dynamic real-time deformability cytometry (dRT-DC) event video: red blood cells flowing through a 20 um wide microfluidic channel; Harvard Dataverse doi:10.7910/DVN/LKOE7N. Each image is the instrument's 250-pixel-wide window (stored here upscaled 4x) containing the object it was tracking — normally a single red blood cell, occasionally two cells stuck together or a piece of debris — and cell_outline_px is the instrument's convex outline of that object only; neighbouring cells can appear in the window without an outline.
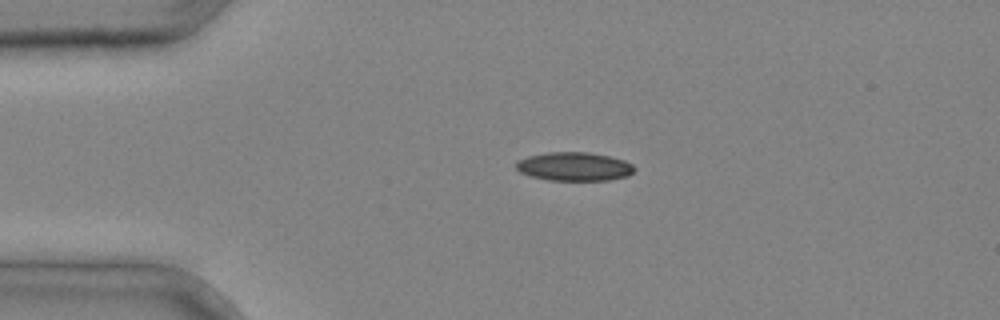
{"species": "common noctule bat (a hibernating species)", "species_latin": "Nyctalus noctula", "temperature_condition": "cold", "stored_images_in_passage": 3, "camera_frame_rate_fps": 3000, "um_per_image_px": 0.085, "animal": {"sex": "male", "body_mass_g": 20.4}, "frame": {"image": 1, "passage_image": 1, "time_ms": 0.0, "image_size_px": [1000, 320], "cell_outline_px": [[636, 168], [628, 176], [608, 180], [548, 180], [532, 176], [520, 172], [516, 168], [516, 160], [528, 156], [548, 152], [588, 152], [608, 156], [624, 160], [632, 164]], "centroid_in_image_um": [48.8, 14.15], "position_along_channel_um": 36.2, "area_um2": 19.71}}
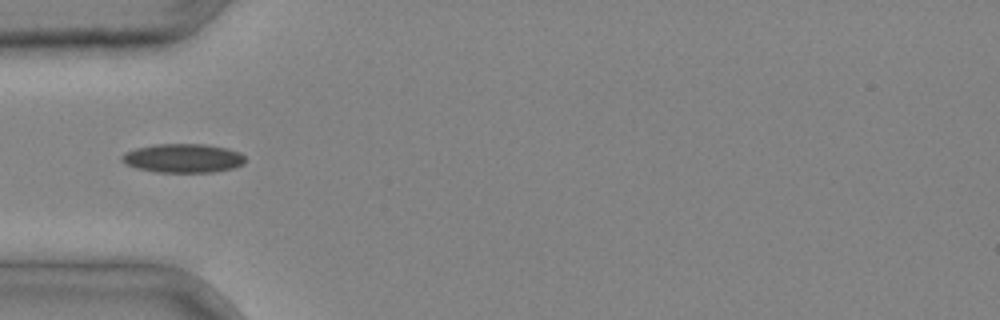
{"frame": {"image": 2, "passage_image": 2, "time_ms": 0.333, "image_size_px": [1000, 320], "cell_outline_px": [[244, 164], [232, 168], [212, 172], [156, 172], [136, 168], [124, 164], [120, 160], [120, 156], [124, 152], [136, 148], [156, 144], [204, 144], [228, 148], [240, 152], [244, 156]], "centroid_in_image_um": [15.52, 13.44], "position_along_channel_um": 69.5, "area_um2": 20.92}}